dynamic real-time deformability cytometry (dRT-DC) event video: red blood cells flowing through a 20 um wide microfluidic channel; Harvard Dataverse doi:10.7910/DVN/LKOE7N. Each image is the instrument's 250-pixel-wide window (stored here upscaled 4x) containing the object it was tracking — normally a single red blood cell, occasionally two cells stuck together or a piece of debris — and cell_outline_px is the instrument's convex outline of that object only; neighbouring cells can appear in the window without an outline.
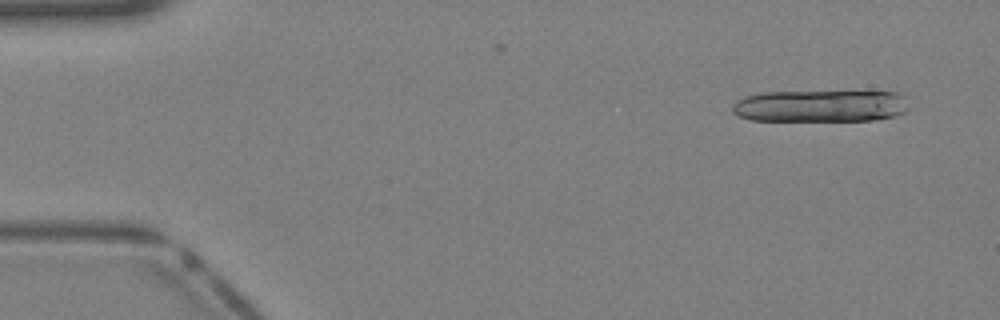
{"species": "Egyptian fruit bat (a non-hibernating species)", "species_latin": "Rousettus aegyptiacus", "temperature_condition": "warm", "stored_images_in_passage": 15, "camera_frame_rate_fps": 3000, "um_per_image_px": 0.085, "animal": {"sex": "female"}, "frame": {"image": 1, "passage_image": 3, "time_ms": 0.667, "image_size_px": [1000, 320], "cell_outline_px": [[908, 108], [904, 112], [896, 116], [876, 120], [748, 120], [732, 112], [732, 104], [736, 100], [744, 96], [764, 92], [896, 92], [900, 96]], "centroid_in_image_um": [69.66, 9.01], "position_along_channel_um": 15.3, "area_um2": 32.66}}